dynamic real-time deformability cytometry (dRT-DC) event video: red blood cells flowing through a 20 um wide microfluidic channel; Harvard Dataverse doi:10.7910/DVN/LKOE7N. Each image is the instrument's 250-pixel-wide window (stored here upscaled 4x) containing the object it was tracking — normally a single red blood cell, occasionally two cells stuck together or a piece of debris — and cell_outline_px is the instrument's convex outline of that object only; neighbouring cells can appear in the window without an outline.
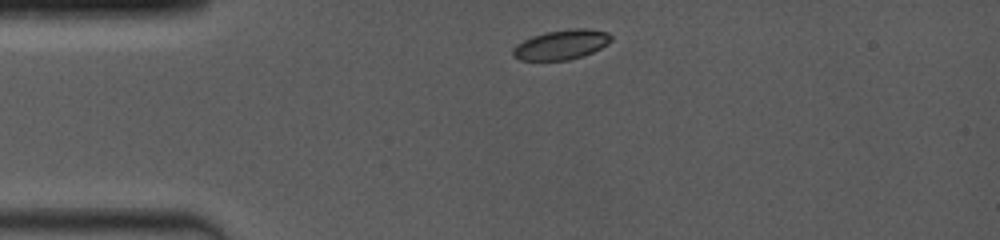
{"species": "common noctule bat (a hibernating species)", "species_latin": "Nyctalus noctula", "temperature_condition": "room temperature", "stored_images_in_passage": 8, "camera_frame_rate_fps": 4000, "um_per_image_px": 0.085, "animal": {"sex": "female", "body_mass_g": 19.0, "forearm_length_mm": 53.3}, "frame": {"image": 1, "passage_image": 1, "time_ms": 0.0, "image_size_px": [1000, 240], "cell_outline_px": [[612, 40], [608, 44], [592, 52], [568, 60], [520, 60], [512, 56], [512, 48], [516, 44], [532, 36], [544, 32], [572, 28], [588, 28], [608, 32], [612, 36]], "centroid_in_image_um": [47.7, 3.78], "position_along_channel_um": 37.3, "area_um2": 17.11}}
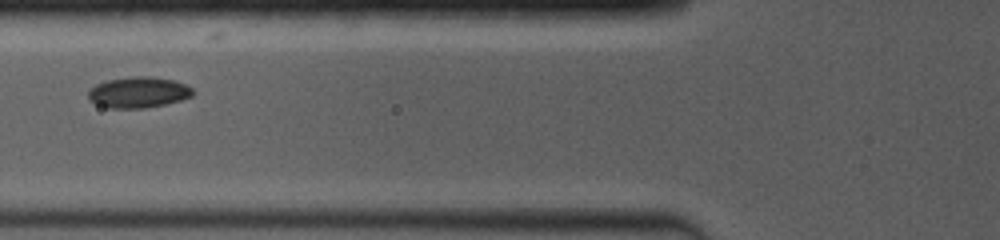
{"frame": {"image": 2, "passage_image": 4, "time_ms": 2.75, "image_size_px": [1000, 240], "cell_outline_px": [[196, 92], [192, 96], [180, 100], [164, 104], [144, 108], [108, 108], [96, 104], [88, 100], [88, 92], [96, 84], [108, 80], [136, 76], [152, 76], [172, 80], [184, 84], [192, 88]], "centroid_in_image_um": [11.76, 7.85], "position_along_channel_um": 114.0, "area_um2": 18.79}}
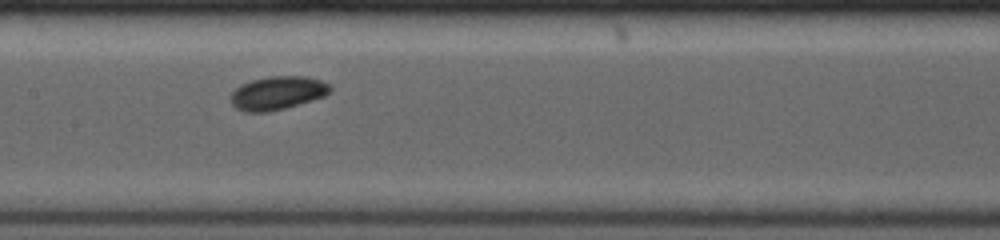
{"frame": {"image": 3, "passage_image": 6, "time_ms": 4.5, "image_size_px": [1000, 240], "cell_outline_px": [[332, 92], [324, 96], [312, 100], [284, 108], [268, 112], [244, 112], [236, 108], [232, 104], [232, 92], [240, 84], [252, 80], [272, 76], [304, 76], [320, 80], [328, 84], [332, 88]], "centroid_in_image_um": [23.59, 7.9], "position_along_channel_um": 183.8, "area_um2": 19.25}}